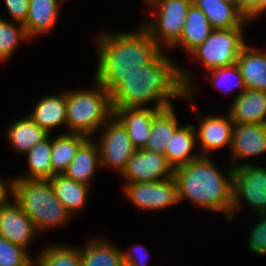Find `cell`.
Here are the masks:
<instances>
[{
  "label": "cell",
  "mask_w": 266,
  "mask_h": 266,
  "mask_svg": "<svg viewBox=\"0 0 266 266\" xmlns=\"http://www.w3.org/2000/svg\"><path fill=\"white\" fill-rule=\"evenodd\" d=\"M7 132L12 147L24 154L37 143L50 136L49 133L34 123L30 117L15 121L7 129Z\"/></svg>",
  "instance_id": "obj_26"
},
{
  "label": "cell",
  "mask_w": 266,
  "mask_h": 266,
  "mask_svg": "<svg viewBox=\"0 0 266 266\" xmlns=\"http://www.w3.org/2000/svg\"><path fill=\"white\" fill-rule=\"evenodd\" d=\"M233 128L234 123L229 113L227 118L222 116L200 118L196 139L200 140L199 142L204 149V154L206 151L211 152L224 145H229V148H231Z\"/></svg>",
  "instance_id": "obj_16"
},
{
  "label": "cell",
  "mask_w": 266,
  "mask_h": 266,
  "mask_svg": "<svg viewBox=\"0 0 266 266\" xmlns=\"http://www.w3.org/2000/svg\"><path fill=\"white\" fill-rule=\"evenodd\" d=\"M43 266V264L38 260V259H35L33 261H31L28 266Z\"/></svg>",
  "instance_id": "obj_40"
},
{
  "label": "cell",
  "mask_w": 266,
  "mask_h": 266,
  "mask_svg": "<svg viewBox=\"0 0 266 266\" xmlns=\"http://www.w3.org/2000/svg\"><path fill=\"white\" fill-rule=\"evenodd\" d=\"M192 4L202 10L213 29L243 27L248 22L236 6L221 0H192Z\"/></svg>",
  "instance_id": "obj_18"
},
{
  "label": "cell",
  "mask_w": 266,
  "mask_h": 266,
  "mask_svg": "<svg viewBox=\"0 0 266 266\" xmlns=\"http://www.w3.org/2000/svg\"><path fill=\"white\" fill-rule=\"evenodd\" d=\"M58 0H29L28 15L23 24L29 37L47 33L55 24L58 15Z\"/></svg>",
  "instance_id": "obj_20"
},
{
  "label": "cell",
  "mask_w": 266,
  "mask_h": 266,
  "mask_svg": "<svg viewBox=\"0 0 266 266\" xmlns=\"http://www.w3.org/2000/svg\"><path fill=\"white\" fill-rule=\"evenodd\" d=\"M88 139L87 136L77 133H64L52 140L50 162L54 174H63L79 147Z\"/></svg>",
  "instance_id": "obj_25"
},
{
  "label": "cell",
  "mask_w": 266,
  "mask_h": 266,
  "mask_svg": "<svg viewBox=\"0 0 266 266\" xmlns=\"http://www.w3.org/2000/svg\"><path fill=\"white\" fill-rule=\"evenodd\" d=\"M221 1L236 6V0H221Z\"/></svg>",
  "instance_id": "obj_41"
},
{
  "label": "cell",
  "mask_w": 266,
  "mask_h": 266,
  "mask_svg": "<svg viewBox=\"0 0 266 266\" xmlns=\"http://www.w3.org/2000/svg\"><path fill=\"white\" fill-rule=\"evenodd\" d=\"M208 156H200L174 169L179 202L186 198L205 209L223 212L231 220L233 207L234 168L226 176L217 170Z\"/></svg>",
  "instance_id": "obj_3"
},
{
  "label": "cell",
  "mask_w": 266,
  "mask_h": 266,
  "mask_svg": "<svg viewBox=\"0 0 266 266\" xmlns=\"http://www.w3.org/2000/svg\"><path fill=\"white\" fill-rule=\"evenodd\" d=\"M243 27L213 29L211 34L190 54L201 60L208 70L236 64L239 54L246 46Z\"/></svg>",
  "instance_id": "obj_6"
},
{
  "label": "cell",
  "mask_w": 266,
  "mask_h": 266,
  "mask_svg": "<svg viewBox=\"0 0 266 266\" xmlns=\"http://www.w3.org/2000/svg\"><path fill=\"white\" fill-rule=\"evenodd\" d=\"M258 1L259 0H236L238 11L248 22L258 16Z\"/></svg>",
  "instance_id": "obj_36"
},
{
  "label": "cell",
  "mask_w": 266,
  "mask_h": 266,
  "mask_svg": "<svg viewBox=\"0 0 266 266\" xmlns=\"http://www.w3.org/2000/svg\"><path fill=\"white\" fill-rule=\"evenodd\" d=\"M57 198L70 214L79 211L87 198L89 186L66 177L64 174H55L50 180Z\"/></svg>",
  "instance_id": "obj_27"
},
{
  "label": "cell",
  "mask_w": 266,
  "mask_h": 266,
  "mask_svg": "<svg viewBox=\"0 0 266 266\" xmlns=\"http://www.w3.org/2000/svg\"><path fill=\"white\" fill-rule=\"evenodd\" d=\"M266 11V0L258 1V16Z\"/></svg>",
  "instance_id": "obj_39"
},
{
  "label": "cell",
  "mask_w": 266,
  "mask_h": 266,
  "mask_svg": "<svg viewBox=\"0 0 266 266\" xmlns=\"http://www.w3.org/2000/svg\"><path fill=\"white\" fill-rule=\"evenodd\" d=\"M4 2L16 23L24 24L28 15L29 0H4Z\"/></svg>",
  "instance_id": "obj_35"
},
{
  "label": "cell",
  "mask_w": 266,
  "mask_h": 266,
  "mask_svg": "<svg viewBox=\"0 0 266 266\" xmlns=\"http://www.w3.org/2000/svg\"><path fill=\"white\" fill-rule=\"evenodd\" d=\"M113 114L125 126L136 150L144 149L151 134L153 117L160 111L155 108H112Z\"/></svg>",
  "instance_id": "obj_13"
},
{
  "label": "cell",
  "mask_w": 266,
  "mask_h": 266,
  "mask_svg": "<svg viewBox=\"0 0 266 266\" xmlns=\"http://www.w3.org/2000/svg\"><path fill=\"white\" fill-rule=\"evenodd\" d=\"M110 120L111 123L107 120L104 124L106 130L102 133L100 146H98L100 162L102 167H114L122 174L136 149L121 121L114 114Z\"/></svg>",
  "instance_id": "obj_9"
},
{
  "label": "cell",
  "mask_w": 266,
  "mask_h": 266,
  "mask_svg": "<svg viewBox=\"0 0 266 266\" xmlns=\"http://www.w3.org/2000/svg\"><path fill=\"white\" fill-rule=\"evenodd\" d=\"M195 129L196 127L193 125H187L185 127L180 126L175 131L171 140L168 141L165 156L173 169L195 161L200 156H207L206 154L191 155L197 140Z\"/></svg>",
  "instance_id": "obj_19"
},
{
  "label": "cell",
  "mask_w": 266,
  "mask_h": 266,
  "mask_svg": "<svg viewBox=\"0 0 266 266\" xmlns=\"http://www.w3.org/2000/svg\"><path fill=\"white\" fill-rule=\"evenodd\" d=\"M140 249L141 248L136 247L134 249H130V251H128V252H126V251L125 252H122L124 266H146V261H147L148 257L146 258L145 255L147 253L144 252L145 250L143 251V249H141V250L144 253L141 252ZM138 250L141 252V254H139V255L137 254L138 253L137 252ZM136 255H138L139 257H141V260L142 261L140 259H138L139 257H136ZM141 255L146 258V259L144 258V260H146V261H144L142 259V256Z\"/></svg>",
  "instance_id": "obj_37"
},
{
  "label": "cell",
  "mask_w": 266,
  "mask_h": 266,
  "mask_svg": "<svg viewBox=\"0 0 266 266\" xmlns=\"http://www.w3.org/2000/svg\"><path fill=\"white\" fill-rule=\"evenodd\" d=\"M211 27L206 15L194 4L188 9L184 29L180 39L173 45H181L191 53L211 34Z\"/></svg>",
  "instance_id": "obj_23"
},
{
  "label": "cell",
  "mask_w": 266,
  "mask_h": 266,
  "mask_svg": "<svg viewBox=\"0 0 266 266\" xmlns=\"http://www.w3.org/2000/svg\"><path fill=\"white\" fill-rule=\"evenodd\" d=\"M11 196L32 220L37 232L62 225L72 216L57 198L49 180L13 179Z\"/></svg>",
  "instance_id": "obj_4"
},
{
  "label": "cell",
  "mask_w": 266,
  "mask_h": 266,
  "mask_svg": "<svg viewBox=\"0 0 266 266\" xmlns=\"http://www.w3.org/2000/svg\"><path fill=\"white\" fill-rule=\"evenodd\" d=\"M211 71H212L211 72L212 82H214L215 86H217L218 88L224 90L223 88L224 86L225 88H227L226 90L230 91L233 90L235 87L239 86L241 89L238 95H240L242 92L246 90L242 74L237 64H233L231 66H226L222 68H216ZM226 90L224 91L228 92Z\"/></svg>",
  "instance_id": "obj_32"
},
{
  "label": "cell",
  "mask_w": 266,
  "mask_h": 266,
  "mask_svg": "<svg viewBox=\"0 0 266 266\" xmlns=\"http://www.w3.org/2000/svg\"><path fill=\"white\" fill-rule=\"evenodd\" d=\"M231 151L234 160L264 153L266 124L234 123Z\"/></svg>",
  "instance_id": "obj_14"
},
{
  "label": "cell",
  "mask_w": 266,
  "mask_h": 266,
  "mask_svg": "<svg viewBox=\"0 0 266 266\" xmlns=\"http://www.w3.org/2000/svg\"><path fill=\"white\" fill-rule=\"evenodd\" d=\"M236 64L246 89L266 91V53L246 45L239 54Z\"/></svg>",
  "instance_id": "obj_17"
},
{
  "label": "cell",
  "mask_w": 266,
  "mask_h": 266,
  "mask_svg": "<svg viewBox=\"0 0 266 266\" xmlns=\"http://www.w3.org/2000/svg\"><path fill=\"white\" fill-rule=\"evenodd\" d=\"M129 200L138 208L158 210L179 202L175 178L154 182L125 183Z\"/></svg>",
  "instance_id": "obj_10"
},
{
  "label": "cell",
  "mask_w": 266,
  "mask_h": 266,
  "mask_svg": "<svg viewBox=\"0 0 266 266\" xmlns=\"http://www.w3.org/2000/svg\"><path fill=\"white\" fill-rule=\"evenodd\" d=\"M163 53L160 51L148 64L126 76L110 92L112 108H142L155 100L154 108L162 110L172 106L170 98L182 96L192 100L193 88L189 75Z\"/></svg>",
  "instance_id": "obj_1"
},
{
  "label": "cell",
  "mask_w": 266,
  "mask_h": 266,
  "mask_svg": "<svg viewBox=\"0 0 266 266\" xmlns=\"http://www.w3.org/2000/svg\"><path fill=\"white\" fill-rule=\"evenodd\" d=\"M261 220L252 227L249 237V248L257 255L266 254V213L259 214Z\"/></svg>",
  "instance_id": "obj_34"
},
{
  "label": "cell",
  "mask_w": 266,
  "mask_h": 266,
  "mask_svg": "<svg viewBox=\"0 0 266 266\" xmlns=\"http://www.w3.org/2000/svg\"><path fill=\"white\" fill-rule=\"evenodd\" d=\"M43 266H81V253L77 247L50 246L38 254Z\"/></svg>",
  "instance_id": "obj_30"
},
{
  "label": "cell",
  "mask_w": 266,
  "mask_h": 266,
  "mask_svg": "<svg viewBox=\"0 0 266 266\" xmlns=\"http://www.w3.org/2000/svg\"><path fill=\"white\" fill-rule=\"evenodd\" d=\"M122 174L127 183L154 182L172 178L174 169L165 155L141 149L134 152Z\"/></svg>",
  "instance_id": "obj_11"
},
{
  "label": "cell",
  "mask_w": 266,
  "mask_h": 266,
  "mask_svg": "<svg viewBox=\"0 0 266 266\" xmlns=\"http://www.w3.org/2000/svg\"><path fill=\"white\" fill-rule=\"evenodd\" d=\"M150 4L154 6V12L158 15L157 21H150L151 23L147 22L142 26L160 48V42L173 47L182 35L192 0H153Z\"/></svg>",
  "instance_id": "obj_7"
},
{
  "label": "cell",
  "mask_w": 266,
  "mask_h": 266,
  "mask_svg": "<svg viewBox=\"0 0 266 266\" xmlns=\"http://www.w3.org/2000/svg\"><path fill=\"white\" fill-rule=\"evenodd\" d=\"M52 148V140L49 136L43 141L37 143L26 154L28 157V165L30 172L28 176L18 177L14 179L23 180H50L55 174L52 170L50 162V153Z\"/></svg>",
  "instance_id": "obj_29"
},
{
  "label": "cell",
  "mask_w": 266,
  "mask_h": 266,
  "mask_svg": "<svg viewBox=\"0 0 266 266\" xmlns=\"http://www.w3.org/2000/svg\"><path fill=\"white\" fill-rule=\"evenodd\" d=\"M35 232L32 220L16 202L0 207L1 237L26 249Z\"/></svg>",
  "instance_id": "obj_12"
},
{
  "label": "cell",
  "mask_w": 266,
  "mask_h": 266,
  "mask_svg": "<svg viewBox=\"0 0 266 266\" xmlns=\"http://www.w3.org/2000/svg\"><path fill=\"white\" fill-rule=\"evenodd\" d=\"M96 89L66 93L67 126L71 133L90 136L113 115L110 93L98 82ZM109 118V119H108Z\"/></svg>",
  "instance_id": "obj_5"
},
{
  "label": "cell",
  "mask_w": 266,
  "mask_h": 266,
  "mask_svg": "<svg viewBox=\"0 0 266 266\" xmlns=\"http://www.w3.org/2000/svg\"><path fill=\"white\" fill-rule=\"evenodd\" d=\"M8 192H10V194L13 192V180L5 184L0 179V207L9 203L7 200L9 199L7 198V195H9Z\"/></svg>",
  "instance_id": "obj_38"
},
{
  "label": "cell",
  "mask_w": 266,
  "mask_h": 266,
  "mask_svg": "<svg viewBox=\"0 0 266 266\" xmlns=\"http://www.w3.org/2000/svg\"><path fill=\"white\" fill-rule=\"evenodd\" d=\"M31 261L23 247L0 236V266H28Z\"/></svg>",
  "instance_id": "obj_33"
},
{
  "label": "cell",
  "mask_w": 266,
  "mask_h": 266,
  "mask_svg": "<svg viewBox=\"0 0 266 266\" xmlns=\"http://www.w3.org/2000/svg\"><path fill=\"white\" fill-rule=\"evenodd\" d=\"M101 165L99 148L88 138L77 150V153L67 170L63 173L66 177L89 185V179Z\"/></svg>",
  "instance_id": "obj_22"
},
{
  "label": "cell",
  "mask_w": 266,
  "mask_h": 266,
  "mask_svg": "<svg viewBox=\"0 0 266 266\" xmlns=\"http://www.w3.org/2000/svg\"><path fill=\"white\" fill-rule=\"evenodd\" d=\"M95 81L111 92L126 76L148 64L162 49L142 26L135 33L100 35Z\"/></svg>",
  "instance_id": "obj_2"
},
{
  "label": "cell",
  "mask_w": 266,
  "mask_h": 266,
  "mask_svg": "<svg viewBox=\"0 0 266 266\" xmlns=\"http://www.w3.org/2000/svg\"><path fill=\"white\" fill-rule=\"evenodd\" d=\"M29 117L49 134L55 126L67 124L66 92L60 96L47 95L43 97Z\"/></svg>",
  "instance_id": "obj_21"
},
{
  "label": "cell",
  "mask_w": 266,
  "mask_h": 266,
  "mask_svg": "<svg viewBox=\"0 0 266 266\" xmlns=\"http://www.w3.org/2000/svg\"><path fill=\"white\" fill-rule=\"evenodd\" d=\"M179 127L172 106L160 110L153 117L150 138L144 149L165 155L168 141Z\"/></svg>",
  "instance_id": "obj_24"
},
{
  "label": "cell",
  "mask_w": 266,
  "mask_h": 266,
  "mask_svg": "<svg viewBox=\"0 0 266 266\" xmlns=\"http://www.w3.org/2000/svg\"><path fill=\"white\" fill-rule=\"evenodd\" d=\"M239 165V166H238ZM235 165L233 175V207L237 211L240 198L257 213H266V168L250 164Z\"/></svg>",
  "instance_id": "obj_8"
},
{
  "label": "cell",
  "mask_w": 266,
  "mask_h": 266,
  "mask_svg": "<svg viewBox=\"0 0 266 266\" xmlns=\"http://www.w3.org/2000/svg\"><path fill=\"white\" fill-rule=\"evenodd\" d=\"M80 253L81 266H124L122 251L103 239L90 241Z\"/></svg>",
  "instance_id": "obj_28"
},
{
  "label": "cell",
  "mask_w": 266,
  "mask_h": 266,
  "mask_svg": "<svg viewBox=\"0 0 266 266\" xmlns=\"http://www.w3.org/2000/svg\"><path fill=\"white\" fill-rule=\"evenodd\" d=\"M15 26L0 18V61H5L12 55L21 39L30 38L23 24L18 28Z\"/></svg>",
  "instance_id": "obj_31"
},
{
  "label": "cell",
  "mask_w": 266,
  "mask_h": 266,
  "mask_svg": "<svg viewBox=\"0 0 266 266\" xmlns=\"http://www.w3.org/2000/svg\"><path fill=\"white\" fill-rule=\"evenodd\" d=\"M229 115L233 123L266 124V91L246 89L236 95Z\"/></svg>",
  "instance_id": "obj_15"
}]
</instances>
